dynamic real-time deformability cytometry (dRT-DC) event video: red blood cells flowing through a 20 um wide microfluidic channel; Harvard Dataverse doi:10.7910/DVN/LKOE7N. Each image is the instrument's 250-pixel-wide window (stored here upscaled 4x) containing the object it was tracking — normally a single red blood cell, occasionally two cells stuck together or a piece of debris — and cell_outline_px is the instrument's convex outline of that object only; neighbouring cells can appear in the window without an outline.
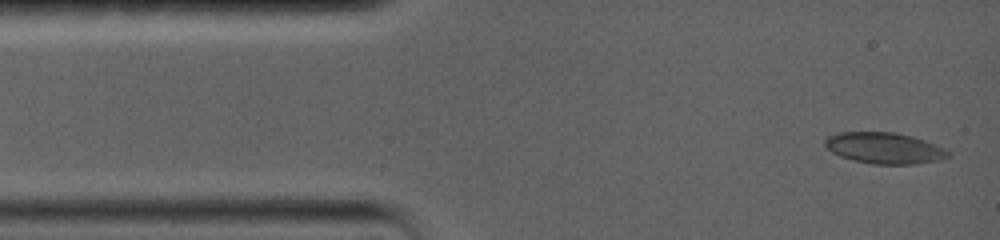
{"species": "common noctule bat (a hibernating species)", "species_latin": "Nyctalus noctula", "temperature_condition": "warm", "stored_images_in_passage": 42, "camera_frame_rate_fps": 5000, "um_per_image_px": 0.085, "animal": {"sex": "female", "body_mass_g": 19.0, "forearm_length_mm": 56.7}, "frame": {"image": 1, "passage_image": 1, "time_ms": 0.0, "image_size_px": [1000, 240], "cell_outline_px": [[952, 152], [948, 156], [940, 160], [916, 164], [872, 164], [840, 156], [832, 152], [824, 144], [824, 140], [828, 136], [836, 132], [896, 132], [912, 136], [936, 144]], "centroid_in_image_um": [75.19, 12.58], "position_along_channel_um": 9.8, "area_um2": 22.43}}
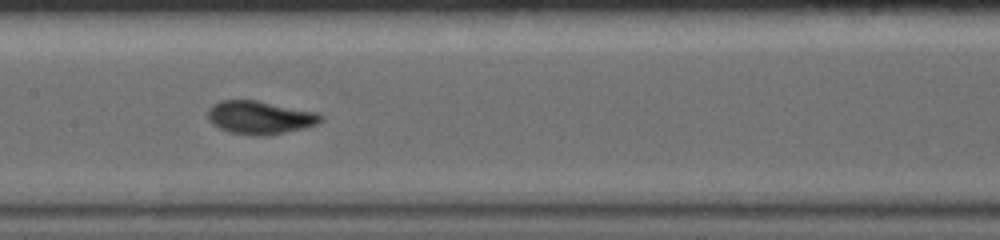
{"frame": {"image": 2, "passage_image": 19, "time_ms": 6.8, "image_size_px": [1000, 240], "cell_outline_px": [[324, 120], [316, 124], [304, 128], [268, 136], [264, 136], [228, 132], [212, 124], [208, 120], [208, 108], [212, 104], [220, 100], [256, 100], [320, 112], [324, 116]], "centroid_in_image_um": [22.12, 9.98], "position_along_channel_um": 185.3, "area_um2": 22.14}}
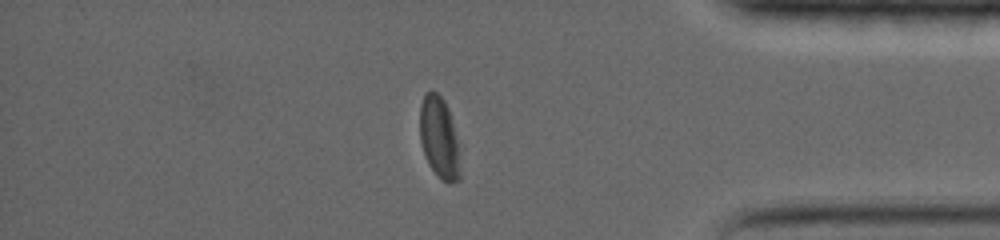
{"frame": {"image": 3, "passage_image": 36, "time_ms": 13.4, "image_size_px": [1000, 240], "cell_outline_px": [[460, 180], [448, 184], [440, 180], [428, 164], [420, 140], [420, 104], [424, 92], [436, 92], [444, 100], [448, 108], [452, 120], [456, 140], [460, 172]], "centroid_in_image_um": [37.31, 11.73], "position_along_channel_um": 397.9, "area_um2": 19.07}, "authors_computed_cell_mechanics": {"area_um2": 21.097, "velocity_mm_per_s": 3.5529, "shape_relaxation_time_tau1_ms": 5.2307, "shape_relaxation_time_tau2_ms": null, "deformation_change_tau1": 0.1676, "deformation_change_tau2": null}}